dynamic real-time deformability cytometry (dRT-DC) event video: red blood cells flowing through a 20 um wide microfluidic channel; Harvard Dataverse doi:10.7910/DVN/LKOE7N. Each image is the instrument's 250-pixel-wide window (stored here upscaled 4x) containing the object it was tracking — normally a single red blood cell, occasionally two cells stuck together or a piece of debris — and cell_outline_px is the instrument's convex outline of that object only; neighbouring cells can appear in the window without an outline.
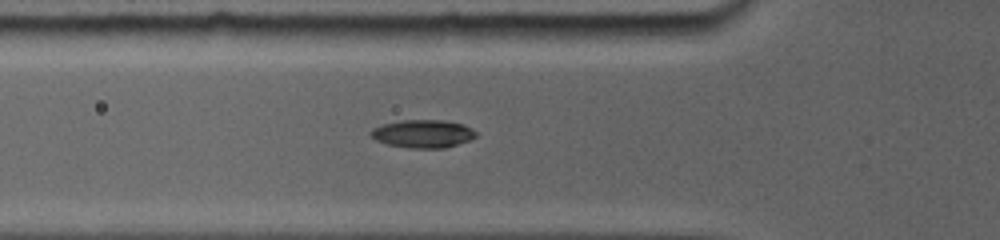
{"species": "common noctule bat (a hibernating species)", "species_latin": "Nyctalus noctula", "temperature_condition": "room temperature", "stored_images_in_passage": 34, "camera_frame_rate_fps": 5000, "um_per_image_px": 0.085, "animal": {"sex": "female", "body_mass_g": 19.0, "forearm_length_mm": 56.7}, "frame": {"image": 1, "passage_image": 7, "time_ms": 3.0, "image_size_px": [1000, 240], "cell_outline_px": [[476, 136], [468, 140], [444, 148], [412, 148], [388, 144], [376, 140], [372, 136], [372, 132], [376, 128], [384, 124], [404, 120], [440, 120], [460, 124], [476, 132]], "centroid_in_image_um": [35.95, 11.37], "position_along_channel_um": 89.8, "area_um2": 16.47}}
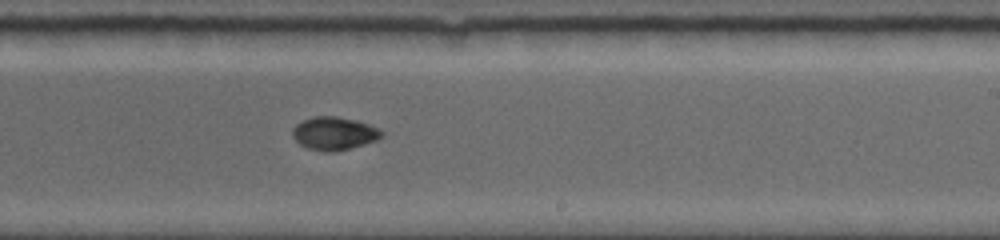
{"frame": {"image": 2, "passage_image": 18, "time_ms": 7.4, "image_size_px": [1000, 240], "cell_outline_px": [[384, 136], [376, 140], [364, 144], [332, 152], [324, 152], [308, 148], [300, 144], [292, 136], [292, 128], [296, 124], [304, 120], [316, 116], [336, 116], [356, 120], [368, 124], [384, 132]], "centroid_in_image_um": [28.39, 11.34], "position_along_channel_um": 260.6, "area_um2": 17.05}}
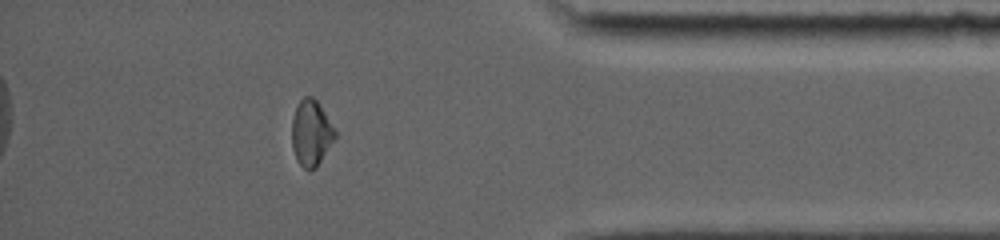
{"frame": {"image": 3, "passage_image": 29, "time_ms": 11.6, "image_size_px": [1000, 240], "cell_outline_px": [[336, 136], [316, 168], [308, 172], [296, 160], [292, 148], [292, 120], [296, 108], [300, 100], [304, 96], [312, 96], [316, 100], [336, 128]], "centroid_in_image_um": [26.45, 11.32], "position_along_channel_um": 408.8, "area_um2": 16.65}, "authors_computed_cell_mechanics": {"area_um2": 16.6753, "velocity_mm_per_s": 3.8819, "shape_relaxation_time_tau1_ms": 8.2675, "shape_relaxation_time_tau2_ms": null, "deformation_change_tau1": 0.1996, "deformation_change_tau2": null}}